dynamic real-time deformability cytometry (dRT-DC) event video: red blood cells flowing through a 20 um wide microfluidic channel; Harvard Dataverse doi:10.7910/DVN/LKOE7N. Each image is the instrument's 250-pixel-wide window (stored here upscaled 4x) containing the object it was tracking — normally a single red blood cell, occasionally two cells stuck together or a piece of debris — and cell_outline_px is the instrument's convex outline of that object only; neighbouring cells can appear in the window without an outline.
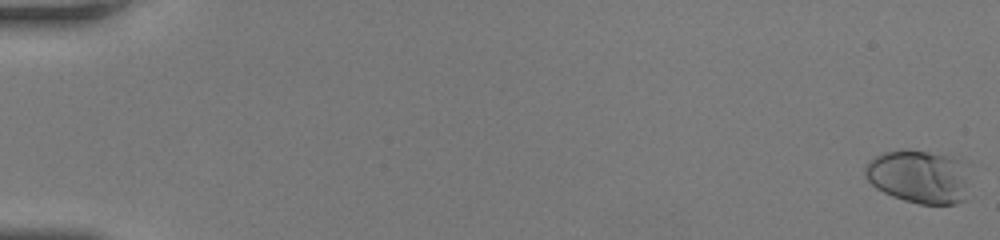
{"species": "human", "species_latin": "Homo sapiens", "temperature_condition": "room temperature", "stored_images_in_passage": 46, "camera_frame_rate_fps": 3000, "um_per_image_px": 0.085, "donor": {"sex": "female"}, "frame": {"image": 1, "passage_image": 2, "time_ms": 0.333, "image_size_px": [1000, 240], "cell_outline_px": [[968, 164], [964, 200], [956, 204], [920, 204], [904, 200], [892, 196], [876, 188], [864, 176], [864, 168], [868, 160], [884, 152], [904, 148], [928, 152], [960, 160]], "centroid_in_image_um": [78.07, 15.0], "position_along_channel_um": 6.9, "area_um2": 32.6}}
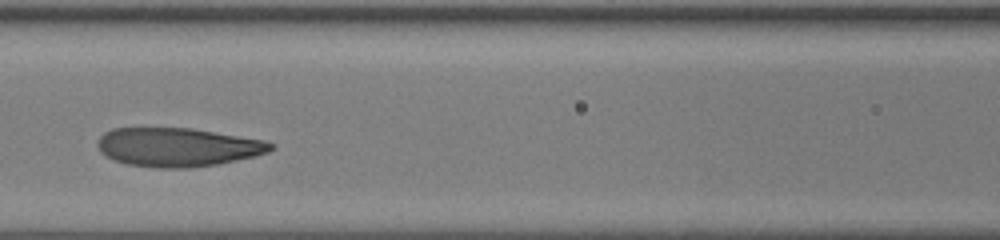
{"frame": {"image": 2, "passage_image": 28, "time_ms": 9.0, "image_size_px": [1000, 240], "cell_outline_px": [[276, 148], [268, 152], [236, 160], [216, 164], [188, 168], [152, 168], [124, 164], [112, 160], [100, 152], [96, 144], [100, 136], [104, 132], [112, 128], [192, 128], [264, 140], [276, 144]], "centroid_in_image_um": [15.06, 12.51], "position_along_channel_um": 151.5, "area_um2": 39.42}}
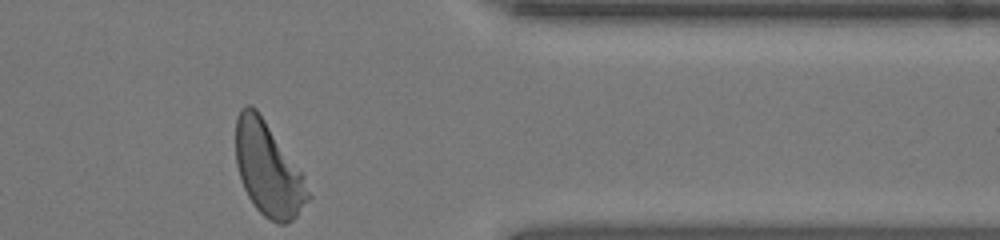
{"frame": {"image": 3, "passage_image": 46, "time_ms": 15.0, "image_size_px": [1000, 240], "cell_outline_px": [[312, 196], [296, 216], [292, 220], [284, 224], [276, 224], [268, 220], [252, 204], [244, 188], [236, 164], [236, 116], [240, 108], [248, 104], [256, 108], [304, 176]], "centroid_in_image_um": [22.79, 14.41], "position_along_channel_um": 388.6, "area_um2": 39.25}, "authors_computed_cell_mechanics": {"area_um2": 39.1595, "velocity_mm_per_s": 4.1701, "shape_relaxation_time_tau1_ms": 3.1443, "shape_relaxation_time_tau2_ms": 0.9318, "deformation_change_tau1": 0.1689, "deformation_change_tau2": 0.0756}}